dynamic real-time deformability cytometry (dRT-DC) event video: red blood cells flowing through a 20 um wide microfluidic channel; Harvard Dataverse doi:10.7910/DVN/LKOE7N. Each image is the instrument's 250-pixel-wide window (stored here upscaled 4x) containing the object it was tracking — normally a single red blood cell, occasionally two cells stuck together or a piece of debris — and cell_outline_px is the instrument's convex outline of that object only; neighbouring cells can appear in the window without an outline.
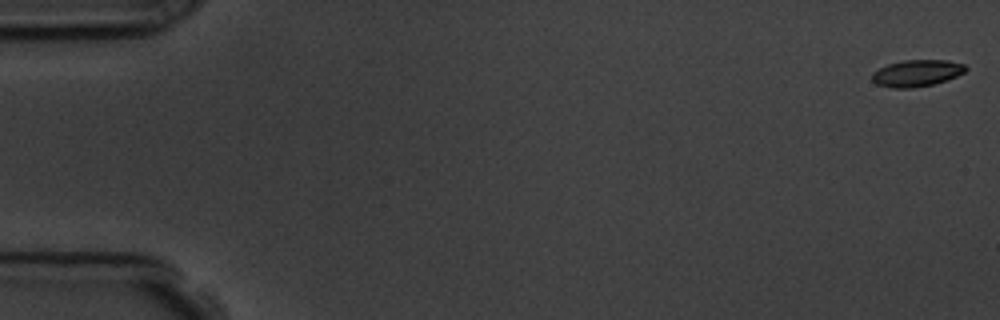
{"species": "common noctule bat (a hibernating species)", "species_latin": "Nyctalus noctula", "temperature_condition": "room temperature", "stored_images_in_passage": 51, "camera_frame_rate_fps": 3000, "um_per_image_px": 0.085, "animal": {"sex": "male", "body_mass_g": 19.5, "forearm_length_mm": 54.6}, "frame": {"image": 1, "passage_image": 1, "time_ms": 0.0, "image_size_px": [1000, 320], "cell_outline_px": [[968, 68], [964, 72], [956, 76], [932, 84], [912, 88], [892, 88], [876, 84], [872, 80], [872, 72], [888, 64], [904, 60], [948, 60], [964, 64]], "centroid_in_image_um": [77.91, 6.21], "position_along_channel_um": 7.1, "area_um2": 14.45}}
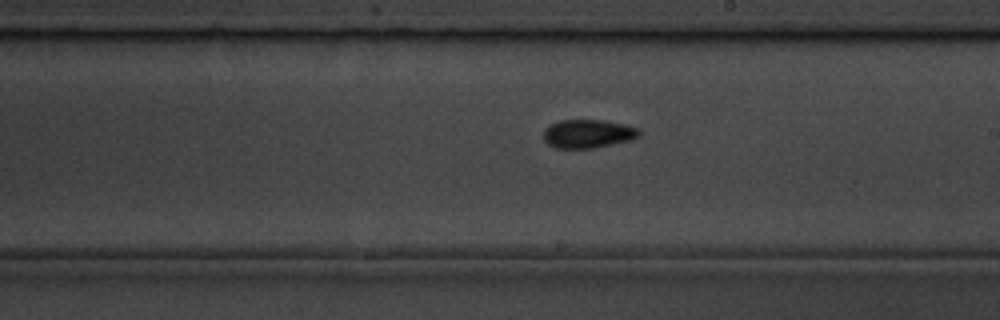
{"frame": {"image": 2, "passage_image": 33, "time_ms": 10.667, "image_size_px": [1000, 320], "cell_outline_px": [[640, 136], [632, 140], [592, 148], [556, 148], [548, 144], [544, 140], [544, 128], [548, 124], [560, 120], [604, 120], [624, 124], [640, 128]], "centroid_in_image_um": [49.98, 11.36], "position_along_channel_um": 239.0, "area_um2": 16.07}}
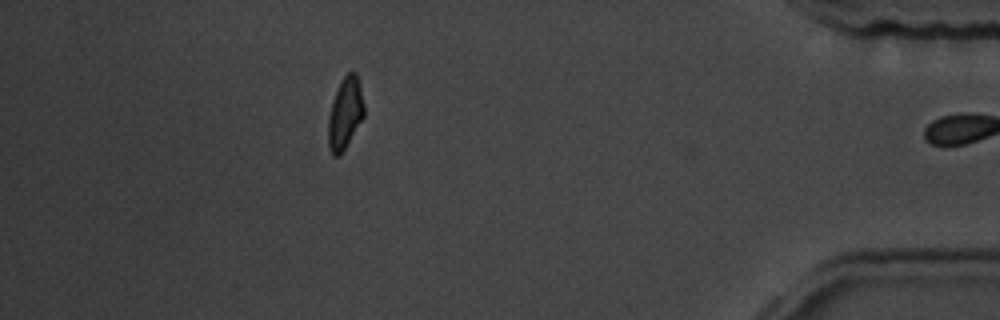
{"frame": {"image": 3, "passage_image": 51, "time_ms": 16.667, "image_size_px": [1000, 320], "cell_outline_px": [[364, 116], [340, 156], [332, 156], [328, 148], [328, 116], [332, 100], [340, 80], [348, 72], [356, 72], [364, 104]], "centroid_in_image_um": [29.31, 9.65], "position_along_channel_um": 405.9, "area_um2": 15.03}, "authors_computed_cell_mechanics": {"area_um2": 15.4326, "velocity_mm_per_s": 3.5928, "shape_relaxation_time_tau1_ms": 2.5368, "shape_relaxation_time_tau2_ms": 4.0586, "deformation_change_tau1": 0.0969, "deformation_change_tau2": 0.0845}}